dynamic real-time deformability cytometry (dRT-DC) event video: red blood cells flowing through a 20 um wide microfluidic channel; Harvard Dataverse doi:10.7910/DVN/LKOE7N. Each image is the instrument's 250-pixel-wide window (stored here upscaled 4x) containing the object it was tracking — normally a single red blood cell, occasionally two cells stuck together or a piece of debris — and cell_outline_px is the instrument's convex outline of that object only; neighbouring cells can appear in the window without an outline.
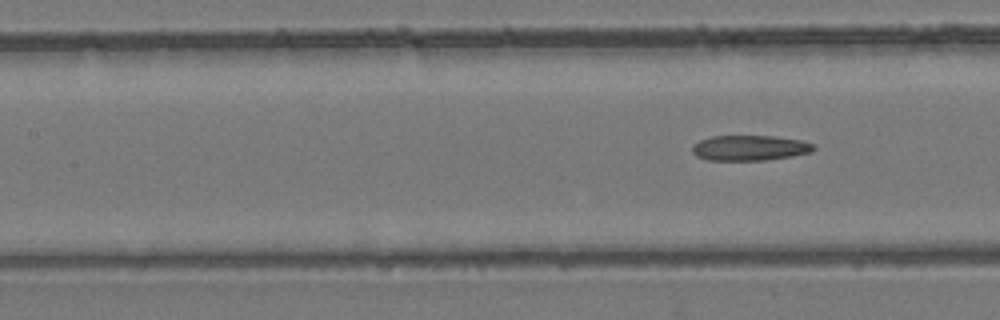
{"species": "common noctule bat (a hibernating species)", "species_latin": "Nyctalus noctula", "temperature_condition": "room temperature", "stored_images_in_passage": 20, "camera_frame_rate_fps": 3000, "um_per_image_px": 0.085, "animal": {"sex": "female", "body_mass_g": 24.6, "forearm_length_mm": 56.2}, "frame": {"image": 1, "passage_image": 20, "time_ms": 6.333, "image_size_px": [1000, 320], "cell_outline_px": [[816, 148], [812, 152], [792, 156], [764, 160], [708, 160], [696, 156], [692, 152], [692, 144], [700, 140], [712, 136], [776, 136], [800, 140], [812, 144]], "centroid_in_image_um": [63.71, 12.57], "position_along_channel_um": 143.7, "area_um2": 17.92}}